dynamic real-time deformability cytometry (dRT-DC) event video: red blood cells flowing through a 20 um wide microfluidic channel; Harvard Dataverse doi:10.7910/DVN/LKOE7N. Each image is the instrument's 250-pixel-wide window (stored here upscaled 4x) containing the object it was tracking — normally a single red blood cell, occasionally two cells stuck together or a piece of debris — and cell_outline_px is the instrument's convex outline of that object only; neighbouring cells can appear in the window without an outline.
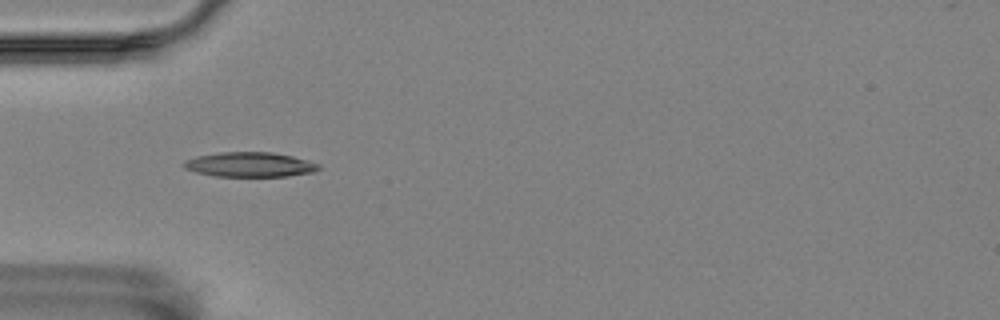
{"species": "Egyptian fruit bat (a non-hibernating species)", "species_latin": "Rousettus aegyptiacus", "temperature_condition": "room temperature", "stored_images_in_passage": 41, "camera_frame_rate_fps": 3000, "um_per_image_px": 0.085, "animal": {"sex": "female"}, "frame": {"image": 1, "passage_image": 2, "time_ms": 0.333, "image_size_px": [1000, 320], "cell_outline_px": [[320, 168], [312, 172], [288, 176], [216, 176], [196, 172], [184, 168], [180, 164], [184, 160], [196, 156], [220, 152], [272, 152], [292, 156], [308, 160], [320, 164]], "centroid_in_image_um": [21.2, 13.98], "position_along_channel_um": 63.8, "area_um2": 19.48}}
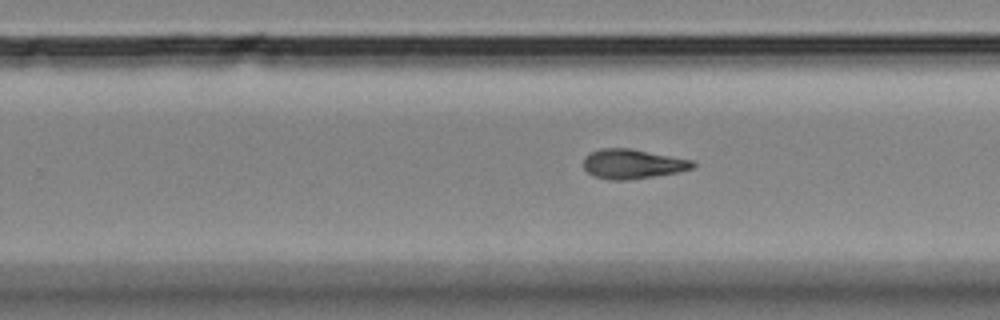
{"frame": {"image": 2, "passage_image": 20, "time_ms": 6.333, "image_size_px": [1000, 320], "cell_outline_px": [[696, 164], [692, 168], [680, 172], [628, 180], [608, 180], [592, 176], [584, 168], [584, 156], [600, 148], [632, 148], [692, 160]], "centroid_in_image_um": [53.76, 13.94], "position_along_channel_um": 276.0, "area_um2": 18.96}}
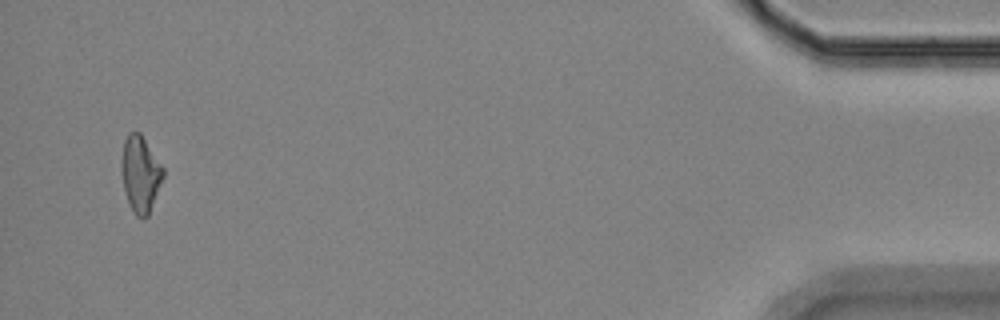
{"frame": {"image": 3, "passage_image": 39, "time_ms": 12.667, "image_size_px": [1000, 320], "cell_outline_px": [[164, 176], [148, 216], [144, 220], [136, 216], [128, 204], [124, 188], [120, 168], [120, 160], [124, 140], [128, 132], [140, 132], [164, 168]], "centroid_in_image_um": [11.92, 14.79], "position_along_channel_um": 423.3, "area_um2": 18.79}, "authors_computed_cell_mechanics": {"area_um2": 18.6694, "velocity_mm_per_s": 3.553, "shape_relaxation_time_tau1_ms": 7.3337, "shape_relaxation_time_tau2_ms": 5.9607, "deformation_change_tau1": 0.1896, "deformation_change_tau2": 0.1519}}